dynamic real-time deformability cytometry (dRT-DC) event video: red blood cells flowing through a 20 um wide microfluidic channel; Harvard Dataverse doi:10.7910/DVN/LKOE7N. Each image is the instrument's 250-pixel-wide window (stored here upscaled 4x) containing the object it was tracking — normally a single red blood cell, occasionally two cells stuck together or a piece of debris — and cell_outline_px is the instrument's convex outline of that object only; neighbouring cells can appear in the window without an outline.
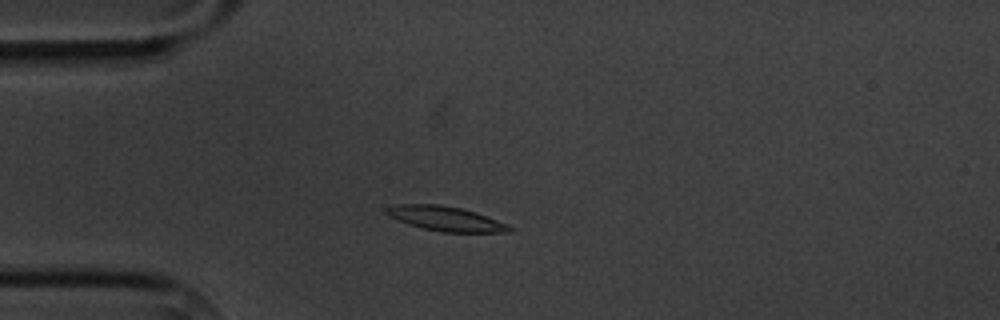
{"species": "common noctule bat (a hibernating species)", "species_latin": "Nyctalus noctula", "temperature_condition": "cold", "stored_images_in_passage": 5, "camera_frame_rate_fps": 3000, "um_per_image_px": 0.085, "animal": {"sex": "male", "body_mass_g": 20.1, "forearm_length_mm": 53.5}, "frame": {"image": 1, "passage_image": 3, "time_ms": 2.333, "image_size_px": [1000, 320], "cell_outline_px": [[516, 228], [512, 232], [444, 232], [424, 228], [408, 224], [388, 216], [384, 212], [384, 208], [396, 204], [436, 204], [460, 208], [476, 212], [508, 224]], "centroid_in_image_um": [37.89, 18.58], "position_along_channel_um": 47.1, "area_um2": 17.69}}
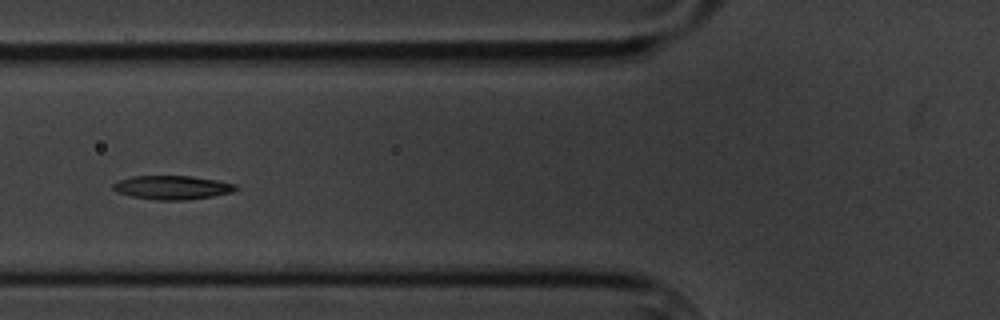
{"frame": {"image": 2, "passage_image": 5, "time_ms": 4.667, "image_size_px": [1000, 320], "cell_outline_px": [[240, 188], [232, 192], [212, 196], [184, 200], [156, 200], [132, 196], [116, 192], [112, 188], [112, 184], [120, 180], [132, 176], [192, 176], [216, 180], [236, 184]], "centroid_in_image_um": [14.65, 15.93], "position_along_channel_um": 111.2, "area_um2": 16.99}}